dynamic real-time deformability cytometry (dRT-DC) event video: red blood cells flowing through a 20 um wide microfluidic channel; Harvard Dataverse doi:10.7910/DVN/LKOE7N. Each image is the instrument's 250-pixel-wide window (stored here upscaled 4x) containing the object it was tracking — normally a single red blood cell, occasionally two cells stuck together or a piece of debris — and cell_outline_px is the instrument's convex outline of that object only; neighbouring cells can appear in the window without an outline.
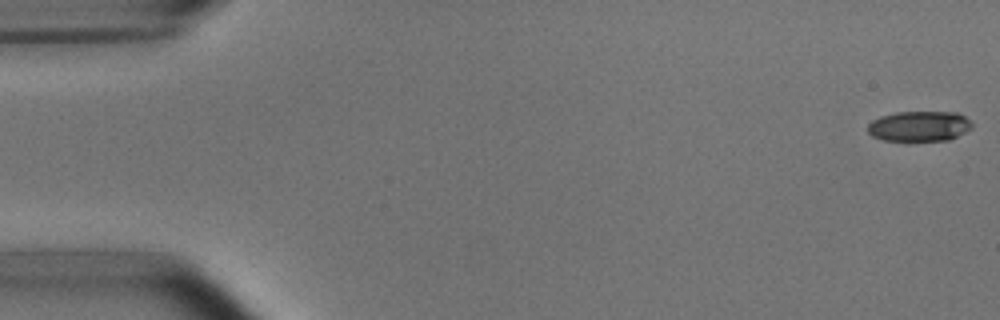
{"species": "common noctule bat (a hibernating species)", "species_latin": "Nyctalus noctula", "temperature_condition": "room temperature", "stored_images_in_passage": 53, "camera_frame_rate_fps": 3000, "um_per_image_px": 0.085, "animal": {"sex": "male", "body_mass_g": 15.6}, "frame": {"image": 1, "passage_image": 1, "time_ms": 0.0, "image_size_px": [1000, 320], "cell_outline_px": [[972, 128], [948, 140], [912, 144], [884, 140], [872, 136], [868, 132], [868, 124], [872, 120], [880, 116], [896, 112], [956, 112], [964, 116], [972, 124]], "centroid_in_image_um": [78.09, 10.78], "position_along_channel_um": 6.9, "area_um2": 19.13}}
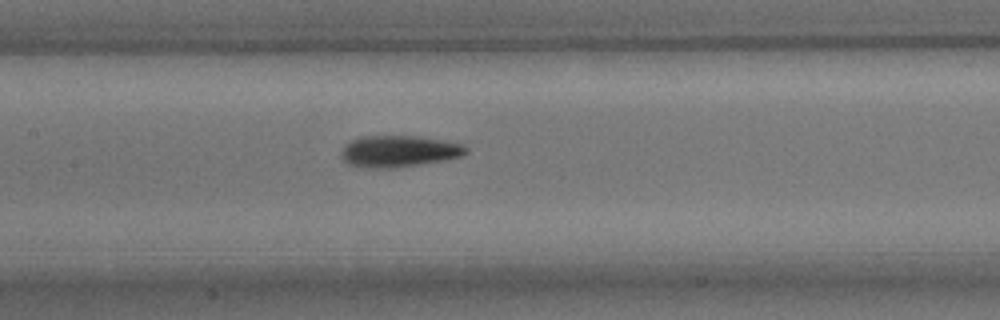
{"frame": {"image": 2, "passage_image": 25, "time_ms": 8.0, "image_size_px": [1000, 320], "cell_outline_px": [[468, 152], [460, 156], [444, 160], [420, 164], [392, 168], [368, 168], [348, 164], [340, 156], [340, 152], [344, 144], [352, 140], [364, 136], [416, 136], [464, 144], [468, 148]], "centroid_in_image_um": [33.87, 12.86], "position_along_channel_um": 173.5, "area_um2": 22.89}}
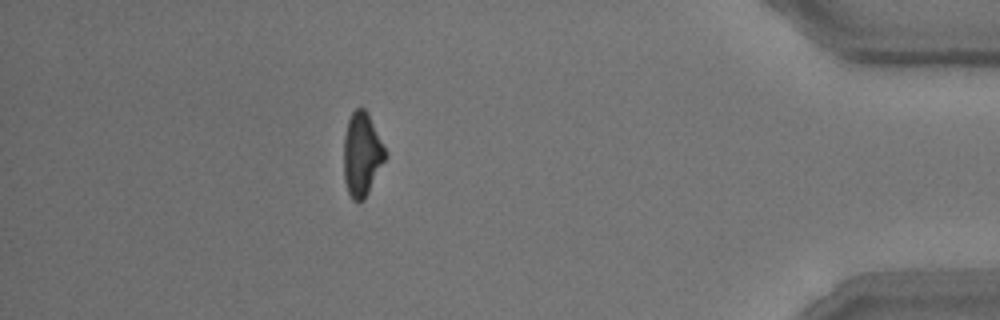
{"frame": {"image": 3, "passage_image": 47, "time_ms": 15.333, "image_size_px": [1000, 320], "cell_outline_px": [[388, 156], [364, 200], [352, 200], [348, 192], [344, 180], [344, 136], [348, 120], [352, 112], [356, 108], [364, 108], [368, 112]], "centroid_in_image_um": [30.76, 13.12], "position_along_channel_um": 404.4, "area_um2": 20.23}, "authors_computed_cell_mechanics": {"area_um2": 20.8658, "velocity_mm_per_s": 3.7929, "shape_relaxation_time_tau1_ms": 2.3838, "shape_relaxation_time_tau2_ms": 8.7365, "deformation_change_tau1": 0.1415, "deformation_change_tau2": 0.2133}}